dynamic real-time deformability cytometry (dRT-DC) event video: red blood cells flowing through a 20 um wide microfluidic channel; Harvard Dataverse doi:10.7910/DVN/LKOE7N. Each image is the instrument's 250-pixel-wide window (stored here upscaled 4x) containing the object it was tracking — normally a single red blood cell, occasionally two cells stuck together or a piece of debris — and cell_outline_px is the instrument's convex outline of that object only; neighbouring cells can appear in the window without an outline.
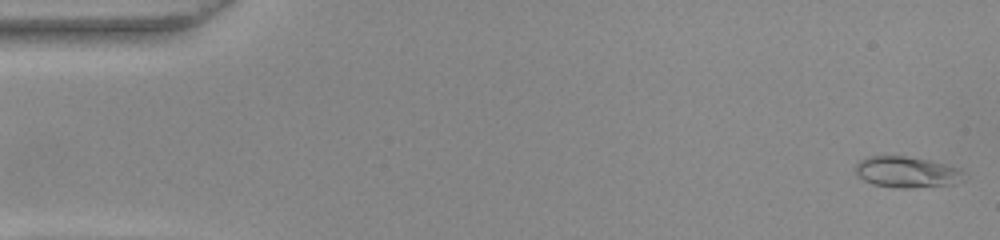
{"species": "common noctule bat (a hibernating species)", "species_latin": "Nyctalus noctula", "temperature_condition": "warm", "stored_images_in_passage": 52, "camera_frame_rate_fps": 3000, "um_per_image_px": 0.085, "animal": {"sex": "female", "body_mass_g": 22.0, "forearm_length_mm": 56.7}, "frame": {"image": 1, "passage_image": 1, "time_ms": 0.0, "image_size_px": [1000, 240], "cell_outline_px": [[964, 180], [952, 184], [908, 188], [900, 188], [872, 184], [864, 180], [856, 172], [856, 164], [860, 160], [868, 156], [904, 156], [928, 160], [960, 168]], "centroid_in_image_um": [77.06, 14.62], "position_along_channel_um": 7.9, "area_um2": 19.36}}
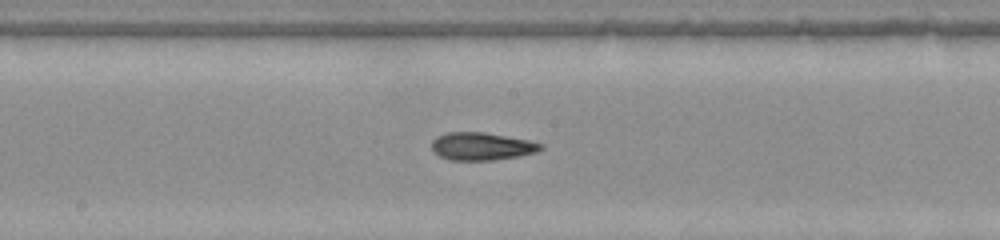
{"frame": {"image": 2, "passage_image": 27, "time_ms": 8.667, "image_size_px": [1000, 240], "cell_outline_px": [[544, 148], [536, 152], [520, 156], [492, 160], [448, 160], [432, 152], [432, 140], [436, 136], [448, 132], [484, 132], [528, 140], [544, 144]], "centroid_in_image_um": [40.93, 12.44], "position_along_channel_um": 207.3, "area_um2": 17.74}}
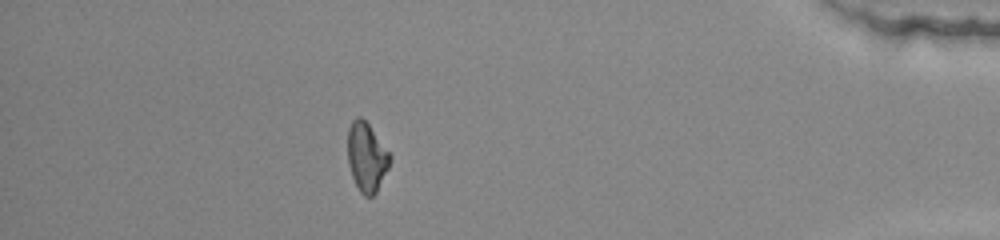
{"frame": {"image": 3, "passage_image": 46, "time_ms": 15.0, "image_size_px": [1000, 240], "cell_outline_px": [[392, 156], [388, 168], [376, 192], [372, 196], [364, 196], [360, 192], [352, 176], [348, 164], [348, 128], [352, 120], [356, 116], [360, 116], [368, 124]], "centroid_in_image_um": [31.15, 13.34], "position_along_channel_um": 404.0, "area_um2": 16.82}, "authors_computed_cell_mechanics": {"area_um2": 17.6868, "velocity_mm_per_s": 3.8821, "shape_relaxation_time_tau1_ms": 5.1387, "shape_relaxation_time_tau2_ms": 1.9181, "deformation_change_tau1": 0.138, "deformation_change_tau2": 0.0756}}